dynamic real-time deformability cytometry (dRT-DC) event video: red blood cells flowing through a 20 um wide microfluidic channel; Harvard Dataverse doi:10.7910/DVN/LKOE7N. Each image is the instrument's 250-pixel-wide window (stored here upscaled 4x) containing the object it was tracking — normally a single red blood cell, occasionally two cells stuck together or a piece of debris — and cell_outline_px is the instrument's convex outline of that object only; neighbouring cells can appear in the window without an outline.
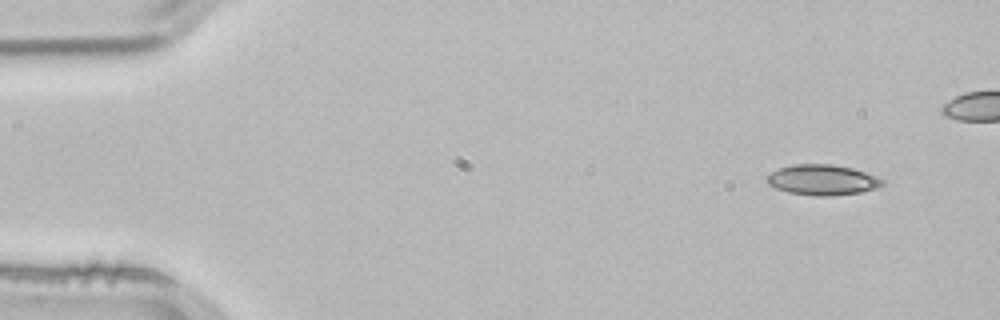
{"species": "common noctule bat (a hibernating species)", "species_latin": "Nyctalus noctula", "temperature_condition": "room temperature", "stored_images_in_passage": 3, "camera_frame_rate_fps": 3000, "um_per_image_px": 0.085, "animal": {"sex": "male", "body_mass_g": 21.5, "forearm_length_mm": 52.0}, "frame": {"image": 1, "passage_image": 3, "time_ms": 0.667, "image_size_px": [1000, 320], "cell_outline_px": [[884, 184], [876, 188], [860, 192], [832, 196], [816, 196], [788, 192], [776, 188], [768, 184], [764, 180], [772, 172], [780, 168], [796, 164], [832, 164], [852, 168], [876, 176], [884, 180]], "centroid_in_image_um": [69.9, 15.29], "position_along_channel_um": 15.1, "area_um2": 20.4}}